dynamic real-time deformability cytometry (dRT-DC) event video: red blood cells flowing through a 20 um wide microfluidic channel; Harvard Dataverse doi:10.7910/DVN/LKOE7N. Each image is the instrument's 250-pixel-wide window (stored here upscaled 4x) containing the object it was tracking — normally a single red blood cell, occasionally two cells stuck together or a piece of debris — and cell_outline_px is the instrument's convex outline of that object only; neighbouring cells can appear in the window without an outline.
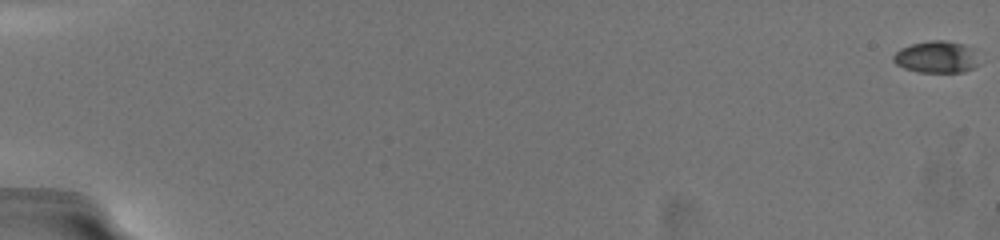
{"species": "common noctule bat (a hibernating species)", "species_latin": "Nyctalus noctula", "temperature_condition": "warm", "stored_images_in_passage": 38, "camera_frame_rate_fps": 3000, "um_per_image_px": 0.085, "animal": {"sex": "female", "body_mass_g": 19.5, "forearm_length_mm": 54.1}, "frame": {"image": 1, "passage_image": 1, "time_ms": 0.0, "image_size_px": [1000, 240], "cell_outline_px": [[980, 64], [964, 72], [920, 72], [904, 68], [896, 64], [892, 60], [892, 56], [900, 48], [912, 44], [928, 40], [944, 40], [964, 44], [972, 48]], "centroid_in_image_um": [79.59, 4.84], "position_along_channel_um": 5.4, "area_um2": 16.01}}
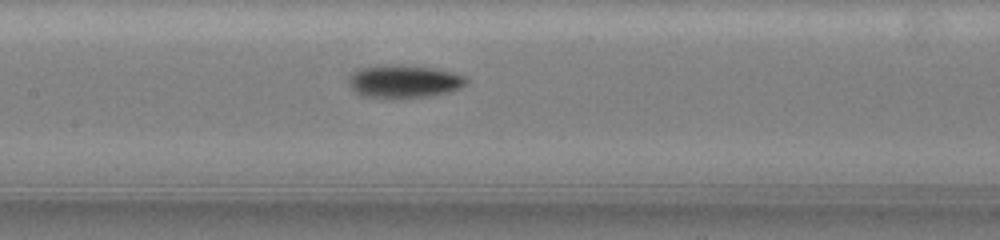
{"frame": {"image": 2, "passage_image": 24, "time_ms": 10.333, "image_size_px": [1000, 240], "cell_outline_px": [[468, 84], [460, 88], [448, 92], [432, 96], [388, 100], [360, 96], [348, 84], [348, 80], [360, 68], [432, 68], [452, 72], [464, 76], [468, 80]], "centroid_in_image_um": [34.39, 7.02], "position_along_channel_um": 173.0, "area_um2": 21.85}}
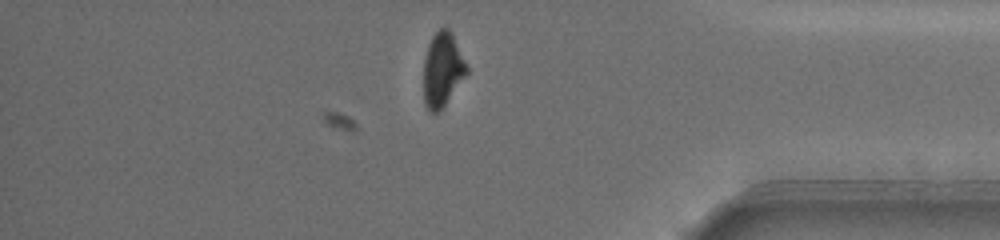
{"frame": {"image": 3, "passage_image": 35, "time_ms": 17.0, "image_size_px": [1000, 240], "cell_outline_px": [[468, 72], [444, 104], [436, 112], [432, 112], [424, 104], [424, 60], [428, 44], [432, 36], [440, 28], [448, 28], [452, 32], [468, 68]], "centroid_in_image_um": [37.6, 5.86], "position_along_channel_um": 397.6, "area_um2": 18.21}, "authors_computed_cell_mechanics": {"area_um2": 18.5827, "velocity_mm_per_s": 3.6864, "shape_relaxation_time_tau1_ms": 4.2209, "shape_relaxation_time_tau2_ms": 2.6469, "deformation_change_tau1": 0.1891, "deformation_change_tau2": 0.0798}}